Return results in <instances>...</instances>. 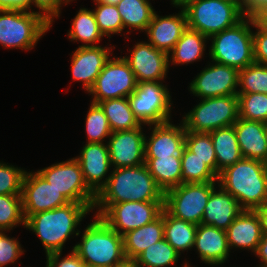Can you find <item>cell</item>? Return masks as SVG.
Segmentation results:
<instances>
[{"instance_id": "11", "label": "cell", "mask_w": 267, "mask_h": 267, "mask_svg": "<svg viewBox=\"0 0 267 267\" xmlns=\"http://www.w3.org/2000/svg\"><path fill=\"white\" fill-rule=\"evenodd\" d=\"M37 171L69 202L83 203L93 211L96 194L87 186L80 164L74 157Z\"/></svg>"}, {"instance_id": "24", "label": "cell", "mask_w": 267, "mask_h": 267, "mask_svg": "<svg viewBox=\"0 0 267 267\" xmlns=\"http://www.w3.org/2000/svg\"><path fill=\"white\" fill-rule=\"evenodd\" d=\"M242 211L234 196L218 185L210 194L201 224L226 230Z\"/></svg>"}, {"instance_id": "39", "label": "cell", "mask_w": 267, "mask_h": 267, "mask_svg": "<svg viewBox=\"0 0 267 267\" xmlns=\"http://www.w3.org/2000/svg\"><path fill=\"white\" fill-rule=\"evenodd\" d=\"M239 118L245 120L267 122V94H237Z\"/></svg>"}, {"instance_id": "31", "label": "cell", "mask_w": 267, "mask_h": 267, "mask_svg": "<svg viewBox=\"0 0 267 267\" xmlns=\"http://www.w3.org/2000/svg\"><path fill=\"white\" fill-rule=\"evenodd\" d=\"M116 7L128 34L133 30L145 33L155 12L149 0H120Z\"/></svg>"}, {"instance_id": "32", "label": "cell", "mask_w": 267, "mask_h": 267, "mask_svg": "<svg viewBox=\"0 0 267 267\" xmlns=\"http://www.w3.org/2000/svg\"><path fill=\"white\" fill-rule=\"evenodd\" d=\"M145 164L164 193L182 184L181 158H145Z\"/></svg>"}, {"instance_id": "41", "label": "cell", "mask_w": 267, "mask_h": 267, "mask_svg": "<svg viewBox=\"0 0 267 267\" xmlns=\"http://www.w3.org/2000/svg\"><path fill=\"white\" fill-rule=\"evenodd\" d=\"M186 148L202 159L216 174V154L210 133L187 132L185 136Z\"/></svg>"}, {"instance_id": "2", "label": "cell", "mask_w": 267, "mask_h": 267, "mask_svg": "<svg viewBox=\"0 0 267 267\" xmlns=\"http://www.w3.org/2000/svg\"><path fill=\"white\" fill-rule=\"evenodd\" d=\"M92 212L83 203L69 202L52 210L41 211L25 220L26 230L36 234L46 255L63 252V247L71 236H79L77 228L87 215Z\"/></svg>"}, {"instance_id": "58", "label": "cell", "mask_w": 267, "mask_h": 267, "mask_svg": "<svg viewBox=\"0 0 267 267\" xmlns=\"http://www.w3.org/2000/svg\"><path fill=\"white\" fill-rule=\"evenodd\" d=\"M264 131H265V136L267 139V122H264Z\"/></svg>"}, {"instance_id": "14", "label": "cell", "mask_w": 267, "mask_h": 267, "mask_svg": "<svg viewBox=\"0 0 267 267\" xmlns=\"http://www.w3.org/2000/svg\"><path fill=\"white\" fill-rule=\"evenodd\" d=\"M238 72L235 67L210 61L189 84L190 94L199 99L238 94Z\"/></svg>"}, {"instance_id": "27", "label": "cell", "mask_w": 267, "mask_h": 267, "mask_svg": "<svg viewBox=\"0 0 267 267\" xmlns=\"http://www.w3.org/2000/svg\"><path fill=\"white\" fill-rule=\"evenodd\" d=\"M209 38L199 31L187 28L168 54L170 65H188L202 60Z\"/></svg>"}, {"instance_id": "30", "label": "cell", "mask_w": 267, "mask_h": 267, "mask_svg": "<svg viewBox=\"0 0 267 267\" xmlns=\"http://www.w3.org/2000/svg\"><path fill=\"white\" fill-rule=\"evenodd\" d=\"M67 38L74 42H81L79 46H98L105 37L100 31L92 9L81 7L73 18Z\"/></svg>"}, {"instance_id": "28", "label": "cell", "mask_w": 267, "mask_h": 267, "mask_svg": "<svg viewBox=\"0 0 267 267\" xmlns=\"http://www.w3.org/2000/svg\"><path fill=\"white\" fill-rule=\"evenodd\" d=\"M210 136L216 154L217 175H219L224 169L240 161L243 156L234 126L213 130Z\"/></svg>"}, {"instance_id": "20", "label": "cell", "mask_w": 267, "mask_h": 267, "mask_svg": "<svg viewBox=\"0 0 267 267\" xmlns=\"http://www.w3.org/2000/svg\"><path fill=\"white\" fill-rule=\"evenodd\" d=\"M74 158L80 164L87 186L97 195L112 171L107 143H85Z\"/></svg>"}, {"instance_id": "19", "label": "cell", "mask_w": 267, "mask_h": 267, "mask_svg": "<svg viewBox=\"0 0 267 267\" xmlns=\"http://www.w3.org/2000/svg\"><path fill=\"white\" fill-rule=\"evenodd\" d=\"M147 126H149L148 130H152V132L149 134L150 136L145 134V158L170 156L182 158L186 148V130L181 121L179 125L168 121L162 124H150Z\"/></svg>"}, {"instance_id": "44", "label": "cell", "mask_w": 267, "mask_h": 267, "mask_svg": "<svg viewBox=\"0 0 267 267\" xmlns=\"http://www.w3.org/2000/svg\"><path fill=\"white\" fill-rule=\"evenodd\" d=\"M32 6L39 11H34ZM62 6H66L64 0H30V11L38 13L51 25L60 17Z\"/></svg>"}, {"instance_id": "36", "label": "cell", "mask_w": 267, "mask_h": 267, "mask_svg": "<svg viewBox=\"0 0 267 267\" xmlns=\"http://www.w3.org/2000/svg\"><path fill=\"white\" fill-rule=\"evenodd\" d=\"M85 133L86 143H107L112 133L108 119L99 104L90 103L85 118Z\"/></svg>"}, {"instance_id": "29", "label": "cell", "mask_w": 267, "mask_h": 267, "mask_svg": "<svg viewBox=\"0 0 267 267\" xmlns=\"http://www.w3.org/2000/svg\"><path fill=\"white\" fill-rule=\"evenodd\" d=\"M197 226L172 216L164 208V239L180 254L194 247Z\"/></svg>"}, {"instance_id": "33", "label": "cell", "mask_w": 267, "mask_h": 267, "mask_svg": "<svg viewBox=\"0 0 267 267\" xmlns=\"http://www.w3.org/2000/svg\"><path fill=\"white\" fill-rule=\"evenodd\" d=\"M98 104L103 109L112 132L132 130L144 125L131 110L128 97L103 100Z\"/></svg>"}, {"instance_id": "45", "label": "cell", "mask_w": 267, "mask_h": 267, "mask_svg": "<svg viewBox=\"0 0 267 267\" xmlns=\"http://www.w3.org/2000/svg\"><path fill=\"white\" fill-rule=\"evenodd\" d=\"M61 257L62 252L47 254L45 267H87L74 250H71L65 257Z\"/></svg>"}, {"instance_id": "35", "label": "cell", "mask_w": 267, "mask_h": 267, "mask_svg": "<svg viewBox=\"0 0 267 267\" xmlns=\"http://www.w3.org/2000/svg\"><path fill=\"white\" fill-rule=\"evenodd\" d=\"M182 183L217 182L218 175L195 153L185 148L182 158Z\"/></svg>"}, {"instance_id": "51", "label": "cell", "mask_w": 267, "mask_h": 267, "mask_svg": "<svg viewBox=\"0 0 267 267\" xmlns=\"http://www.w3.org/2000/svg\"><path fill=\"white\" fill-rule=\"evenodd\" d=\"M258 215L262 234L267 235V203L254 209Z\"/></svg>"}, {"instance_id": "48", "label": "cell", "mask_w": 267, "mask_h": 267, "mask_svg": "<svg viewBox=\"0 0 267 267\" xmlns=\"http://www.w3.org/2000/svg\"><path fill=\"white\" fill-rule=\"evenodd\" d=\"M254 23L265 33H267V5L254 9L252 13Z\"/></svg>"}, {"instance_id": "26", "label": "cell", "mask_w": 267, "mask_h": 267, "mask_svg": "<svg viewBox=\"0 0 267 267\" xmlns=\"http://www.w3.org/2000/svg\"><path fill=\"white\" fill-rule=\"evenodd\" d=\"M122 237L125 257L136 259L146 248L164 238V208L153 222L128 231Z\"/></svg>"}, {"instance_id": "47", "label": "cell", "mask_w": 267, "mask_h": 267, "mask_svg": "<svg viewBox=\"0 0 267 267\" xmlns=\"http://www.w3.org/2000/svg\"><path fill=\"white\" fill-rule=\"evenodd\" d=\"M0 10L30 11V0H0Z\"/></svg>"}, {"instance_id": "54", "label": "cell", "mask_w": 267, "mask_h": 267, "mask_svg": "<svg viewBox=\"0 0 267 267\" xmlns=\"http://www.w3.org/2000/svg\"><path fill=\"white\" fill-rule=\"evenodd\" d=\"M120 0H93V2L96 3H103V4H109V5H117Z\"/></svg>"}, {"instance_id": "53", "label": "cell", "mask_w": 267, "mask_h": 267, "mask_svg": "<svg viewBox=\"0 0 267 267\" xmlns=\"http://www.w3.org/2000/svg\"><path fill=\"white\" fill-rule=\"evenodd\" d=\"M198 1H202V0H181V10H184L189 5H191L192 3H195V2H198Z\"/></svg>"}, {"instance_id": "10", "label": "cell", "mask_w": 267, "mask_h": 267, "mask_svg": "<svg viewBox=\"0 0 267 267\" xmlns=\"http://www.w3.org/2000/svg\"><path fill=\"white\" fill-rule=\"evenodd\" d=\"M218 182L182 183L165 192L164 208L174 217L201 224L204 208Z\"/></svg>"}, {"instance_id": "43", "label": "cell", "mask_w": 267, "mask_h": 267, "mask_svg": "<svg viewBox=\"0 0 267 267\" xmlns=\"http://www.w3.org/2000/svg\"><path fill=\"white\" fill-rule=\"evenodd\" d=\"M6 233L7 231H0V267L15 265L25 252L20 241Z\"/></svg>"}, {"instance_id": "13", "label": "cell", "mask_w": 267, "mask_h": 267, "mask_svg": "<svg viewBox=\"0 0 267 267\" xmlns=\"http://www.w3.org/2000/svg\"><path fill=\"white\" fill-rule=\"evenodd\" d=\"M164 208V201H129L111 204L101 217L119 235L140 228L157 219Z\"/></svg>"}, {"instance_id": "38", "label": "cell", "mask_w": 267, "mask_h": 267, "mask_svg": "<svg viewBox=\"0 0 267 267\" xmlns=\"http://www.w3.org/2000/svg\"><path fill=\"white\" fill-rule=\"evenodd\" d=\"M20 225L25 228L21 194L0 195V231L10 232Z\"/></svg>"}, {"instance_id": "1", "label": "cell", "mask_w": 267, "mask_h": 267, "mask_svg": "<svg viewBox=\"0 0 267 267\" xmlns=\"http://www.w3.org/2000/svg\"><path fill=\"white\" fill-rule=\"evenodd\" d=\"M106 185L96 195L93 211L100 216L111 204L129 201H164L165 193L146 164L112 168Z\"/></svg>"}, {"instance_id": "52", "label": "cell", "mask_w": 267, "mask_h": 267, "mask_svg": "<svg viewBox=\"0 0 267 267\" xmlns=\"http://www.w3.org/2000/svg\"><path fill=\"white\" fill-rule=\"evenodd\" d=\"M113 267H139L136 259L124 258L121 262L117 263Z\"/></svg>"}, {"instance_id": "55", "label": "cell", "mask_w": 267, "mask_h": 267, "mask_svg": "<svg viewBox=\"0 0 267 267\" xmlns=\"http://www.w3.org/2000/svg\"><path fill=\"white\" fill-rule=\"evenodd\" d=\"M254 9L267 5V0H253Z\"/></svg>"}, {"instance_id": "22", "label": "cell", "mask_w": 267, "mask_h": 267, "mask_svg": "<svg viewBox=\"0 0 267 267\" xmlns=\"http://www.w3.org/2000/svg\"><path fill=\"white\" fill-rule=\"evenodd\" d=\"M193 249L198 252L201 262L213 267L223 266L231 253L226 230L204 224L197 226Z\"/></svg>"}, {"instance_id": "23", "label": "cell", "mask_w": 267, "mask_h": 267, "mask_svg": "<svg viewBox=\"0 0 267 267\" xmlns=\"http://www.w3.org/2000/svg\"><path fill=\"white\" fill-rule=\"evenodd\" d=\"M226 235L230 251L240 249L254 253L262 237L256 212L243 210L226 229Z\"/></svg>"}, {"instance_id": "50", "label": "cell", "mask_w": 267, "mask_h": 267, "mask_svg": "<svg viewBox=\"0 0 267 267\" xmlns=\"http://www.w3.org/2000/svg\"><path fill=\"white\" fill-rule=\"evenodd\" d=\"M234 4L239 8L246 16H251L254 11L253 0H223Z\"/></svg>"}, {"instance_id": "4", "label": "cell", "mask_w": 267, "mask_h": 267, "mask_svg": "<svg viewBox=\"0 0 267 267\" xmlns=\"http://www.w3.org/2000/svg\"><path fill=\"white\" fill-rule=\"evenodd\" d=\"M91 221L72 250L87 267H113L125 258L123 237L101 217L93 215Z\"/></svg>"}, {"instance_id": "56", "label": "cell", "mask_w": 267, "mask_h": 267, "mask_svg": "<svg viewBox=\"0 0 267 267\" xmlns=\"http://www.w3.org/2000/svg\"><path fill=\"white\" fill-rule=\"evenodd\" d=\"M173 7H176L181 10V0H171L170 1Z\"/></svg>"}, {"instance_id": "40", "label": "cell", "mask_w": 267, "mask_h": 267, "mask_svg": "<svg viewBox=\"0 0 267 267\" xmlns=\"http://www.w3.org/2000/svg\"><path fill=\"white\" fill-rule=\"evenodd\" d=\"M96 7L92 9L97 25L104 36L112 38V35L123 36V21L116 5H109L94 2Z\"/></svg>"}, {"instance_id": "25", "label": "cell", "mask_w": 267, "mask_h": 267, "mask_svg": "<svg viewBox=\"0 0 267 267\" xmlns=\"http://www.w3.org/2000/svg\"><path fill=\"white\" fill-rule=\"evenodd\" d=\"M233 126L243 158L266 162L267 139L264 123L238 118Z\"/></svg>"}, {"instance_id": "37", "label": "cell", "mask_w": 267, "mask_h": 267, "mask_svg": "<svg viewBox=\"0 0 267 267\" xmlns=\"http://www.w3.org/2000/svg\"><path fill=\"white\" fill-rule=\"evenodd\" d=\"M244 93L267 94V65L254 62L239 70L238 94Z\"/></svg>"}, {"instance_id": "6", "label": "cell", "mask_w": 267, "mask_h": 267, "mask_svg": "<svg viewBox=\"0 0 267 267\" xmlns=\"http://www.w3.org/2000/svg\"><path fill=\"white\" fill-rule=\"evenodd\" d=\"M51 27L36 12L0 10V45L6 49L32 50Z\"/></svg>"}, {"instance_id": "21", "label": "cell", "mask_w": 267, "mask_h": 267, "mask_svg": "<svg viewBox=\"0 0 267 267\" xmlns=\"http://www.w3.org/2000/svg\"><path fill=\"white\" fill-rule=\"evenodd\" d=\"M187 28L184 10L165 16L155 11L145 34L148 42L156 49L169 54Z\"/></svg>"}, {"instance_id": "18", "label": "cell", "mask_w": 267, "mask_h": 267, "mask_svg": "<svg viewBox=\"0 0 267 267\" xmlns=\"http://www.w3.org/2000/svg\"><path fill=\"white\" fill-rule=\"evenodd\" d=\"M110 45V47L107 45L78 46L71 54L72 80L82 83V89L87 93L93 87L97 76L111 58L110 56L113 55L115 47Z\"/></svg>"}, {"instance_id": "3", "label": "cell", "mask_w": 267, "mask_h": 267, "mask_svg": "<svg viewBox=\"0 0 267 267\" xmlns=\"http://www.w3.org/2000/svg\"><path fill=\"white\" fill-rule=\"evenodd\" d=\"M217 182L243 210H254L267 203V168L261 160L242 158L220 172Z\"/></svg>"}, {"instance_id": "12", "label": "cell", "mask_w": 267, "mask_h": 267, "mask_svg": "<svg viewBox=\"0 0 267 267\" xmlns=\"http://www.w3.org/2000/svg\"><path fill=\"white\" fill-rule=\"evenodd\" d=\"M134 72L122 56H111L97 76L88 94L92 103L98 104L103 100L129 97L137 87Z\"/></svg>"}, {"instance_id": "9", "label": "cell", "mask_w": 267, "mask_h": 267, "mask_svg": "<svg viewBox=\"0 0 267 267\" xmlns=\"http://www.w3.org/2000/svg\"><path fill=\"white\" fill-rule=\"evenodd\" d=\"M167 87L164 82L138 83L128 97L131 110L142 124H162L172 120L173 101Z\"/></svg>"}, {"instance_id": "42", "label": "cell", "mask_w": 267, "mask_h": 267, "mask_svg": "<svg viewBox=\"0 0 267 267\" xmlns=\"http://www.w3.org/2000/svg\"><path fill=\"white\" fill-rule=\"evenodd\" d=\"M24 168L0 161V195L22 194Z\"/></svg>"}, {"instance_id": "16", "label": "cell", "mask_w": 267, "mask_h": 267, "mask_svg": "<svg viewBox=\"0 0 267 267\" xmlns=\"http://www.w3.org/2000/svg\"><path fill=\"white\" fill-rule=\"evenodd\" d=\"M22 205L25 220L38 212L52 210L69 201L36 170H26L22 182Z\"/></svg>"}, {"instance_id": "17", "label": "cell", "mask_w": 267, "mask_h": 267, "mask_svg": "<svg viewBox=\"0 0 267 267\" xmlns=\"http://www.w3.org/2000/svg\"><path fill=\"white\" fill-rule=\"evenodd\" d=\"M141 127L112 132L107 141L112 168L134 167L145 163V133Z\"/></svg>"}, {"instance_id": "57", "label": "cell", "mask_w": 267, "mask_h": 267, "mask_svg": "<svg viewBox=\"0 0 267 267\" xmlns=\"http://www.w3.org/2000/svg\"><path fill=\"white\" fill-rule=\"evenodd\" d=\"M182 267H192V264L189 263V261L187 262V260L185 259V261L183 262V264H181Z\"/></svg>"}, {"instance_id": "34", "label": "cell", "mask_w": 267, "mask_h": 267, "mask_svg": "<svg viewBox=\"0 0 267 267\" xmlns=\"http://www.w3.org/2000/svg\"><path fill=\"white\" fill-rule=\"evenodd\" d=\"M181 255L163 238L146 248L137 258L139 267H171Z\"/></svg>"}, {"instance_id": "59", "label": "cell", "mask_w": 267, "mask_h": 267, "mask_svg": "<svg viewBox=\"0 0 267 267\" xmlns=\"http://www.w3.org/2000/svg\"><path fill=\"white\" fill-rule=\"evenodd\" d=\"M74 0H64L65 4L68 5L70 2L72 3Z\"/></svg>"}, {"instance_id": "5", "label": "cell", "mask_w": 267, "mask_h": 267, "mask_svg": "<svg viewBox=\"0 0 267 267\" xmlns=\"http://www.w3.org/2000/svg\"><path fill=\"white\" fill-rule=\"evenodd\" d=\"M253 28L252 16H245L236 25L211 36L210 60L238 70L254 63Z\"/></svg>"}, {"instance_id": "8", "label": "cell", "mask_w": 267, "mask_h": 267, "mask_svg": "<svg viewBox=\"0 0 267 267\" xmlns=\"http://www.w3.org/2000/svg\"><path fill=\"white\" fill-rule=\"evenodd\" d=\"M188 28L207 38L240 22L246 15L234 4L223 0H202L184 9Z\"/></svg>"}, {"instance_id": "7", "label": "cell", "mask_w": 267, "mask_h": 267, "mask_svg": "<svg viewBox=\"0 0 267 267\" xmlns=\"http://www.w3.org/2000/svg\"><path fill=\"white\" fill-rule=\"evenodd\" d=\"M199 101L192 110L182 115L181 122L187 132L210 133L233 126L239 118L237 95L210 97Z\"/></svg>"}, {"instance_id": "15", "label": "cell", "mask_w": 267, "mask_h": 267, "mask_svg": "<svg viewBox=\"0 0 267 267\" xmlns=\"http://www.w3.org/2000/svg\"><path fill=\"white\" fill-rule=\"evenodd\" d=\"M135 45V46H134ZM122 56L134 72L137 83L165 82L169 72L168 54L148 41H139Z\"/></svg>"}, {"instance_id": "46", "label": "cell", "mask_w": 267, "mask_h": 267, "mask_svg": "<svg viewBox=\"0 0 267 267\" xmlns=\"http://www.w3.org/2000/svg\"><path fill=\"white\" fill-rule=\"evenodd\" d=\"M253 31L254 61L267 65V33L263 32L255 23Z\"/></svg>"}, {"instance_id": "49", "label": "cell", "mask_w": 267, "mask_h": 267, "mask_svg": "<svg viewBox=\"0 0 267 267\" xmlns=\"http://www.w3.org/2000/svg\"><path fill=\"white\" fill-rule=\"evenodd\" d=\"M254 255L260 261L259 266L256 265L257 267H267V235L262 234L261 241L257 245Z\"/></svg>"}]
</instances>
